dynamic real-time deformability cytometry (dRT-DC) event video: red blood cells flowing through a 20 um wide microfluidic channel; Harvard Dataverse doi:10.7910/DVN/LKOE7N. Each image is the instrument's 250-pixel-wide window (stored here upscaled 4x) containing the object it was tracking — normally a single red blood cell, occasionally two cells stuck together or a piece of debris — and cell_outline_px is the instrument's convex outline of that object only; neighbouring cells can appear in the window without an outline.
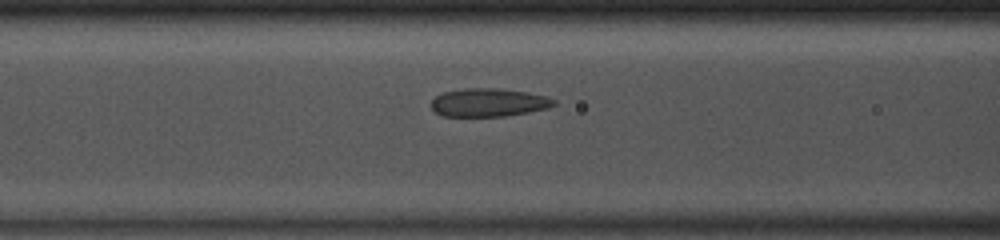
{"species": "common noctule bat (a hibernating species)", "species_latin": "Nyctalus noctula", "temperature_condition": "room temperature", "stored_images_in_passage": 38, "camera_frame_rate_fps": 3000, "um_per_image_px": 0.085, "animal": {"sex": "male", "body_mass_g": 13.0, "forearm_length_mm": 53.1}, "frame": {"image": 1, "passage_image": 9, "time_ms": 2.667, "image_size_px": [1000, 240], "cell_outline_px": [[556, 104], [548, 108], [528, 112], [504, 116], [444, 116], [436, 112], [432, 108], [432, 100], [436, 96], [444, 92], [464, 88], [496, 88], [528, 92], [548, 96], [556, 100]], "centroid_in_image_um": [41.57, 8.7], "position_along_channel_um": 125.0, "area_um2": 20.17}}
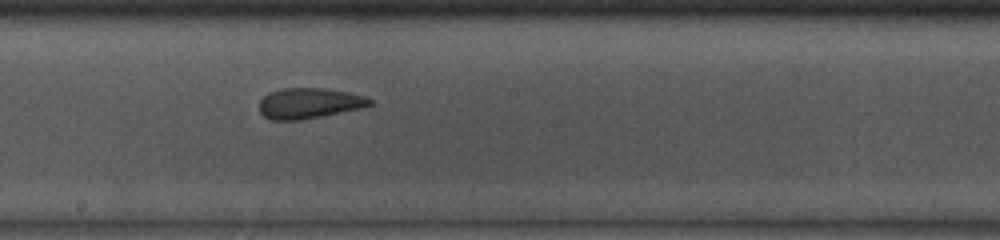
{"frame": {"image": 2, "passage_image": 16, "time_ms": 5.0, "image_size_px": [1000, 240], "cell_outline_px": [[372, 104], [360, 108], [300, 120], [272, 120], [264, 116], [260, 112], [260, 100], [268, 92], [284, 88], [324, 88], [348, 92], [364, 96], [372, 100]], "centroid_in_image_um": [26.24, 8.77], "position_along_channel_um": 222.0, "area_um2": 19.48}}
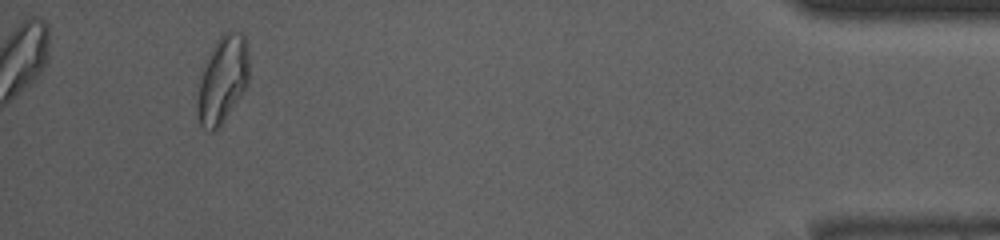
{"frame": {"image": 3, "passage_image": 35, "time_ms": 11.333, "image_size_px": [1000, 240], "cell_outline_px": [[248, 84], [224, 120], [212, 132], [208, 132], [200, 124], [196, 112], [196, 104], [200, 76], [204, 64], [216, 40], [224, 32], [240, 32], [244, 36], [248, 52]], "centroid_in_image_um": [18.89, 6.77], "position_along_channel_um": 416.3, "area_um2": 26.07}, "authors_computed_cell_mechanics": {"area_um2": 20.7213, "velocity_mm_per_s": 4.145, "shape_relaxation_time_tau1_ms": 4.371, "shape_relaxation_time_tau2_ms": 1.3091, "deformation_change_tau1": 0.1183, "deformation_change_tau2": 0.061}}